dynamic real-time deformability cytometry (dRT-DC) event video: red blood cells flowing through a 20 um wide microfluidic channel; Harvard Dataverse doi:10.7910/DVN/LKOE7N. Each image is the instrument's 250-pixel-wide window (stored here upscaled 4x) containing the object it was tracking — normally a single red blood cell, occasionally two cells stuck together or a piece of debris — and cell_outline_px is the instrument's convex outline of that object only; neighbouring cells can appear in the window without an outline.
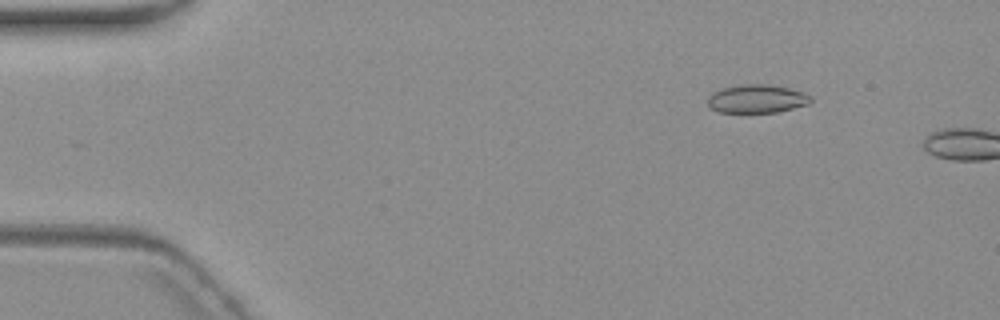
{"species": "common noctule bat (a hibernating species)", "species_latin": "Nyctalus noctula", "temperature_condition": "warm", "stored_images_in_passage": 3, "camera_frame_rate_fps": 3000, "um_per_image_px": 0.085, "animal": {"sex": "female", "body_mass_g": 19.3, "forearm_length_mm": 54.1}, "frame": {"image": 1, "passage_image": 2, "time_ms": 1.0, "image_size_px": [1000, 320], "cell_outline_px": [[812, 100], [808, 104], [776, 112], [720, 112], [712, 108], [708, 104], [708, 96], [712, 92], [724, 88], [740, 84], [768, 84], [788, 88], [804, 92], [812, 96]], "centroid_in_image_um": [64.34, 8.39], "position_along_channel_um": 20.7, "area_um2": 16.94}}